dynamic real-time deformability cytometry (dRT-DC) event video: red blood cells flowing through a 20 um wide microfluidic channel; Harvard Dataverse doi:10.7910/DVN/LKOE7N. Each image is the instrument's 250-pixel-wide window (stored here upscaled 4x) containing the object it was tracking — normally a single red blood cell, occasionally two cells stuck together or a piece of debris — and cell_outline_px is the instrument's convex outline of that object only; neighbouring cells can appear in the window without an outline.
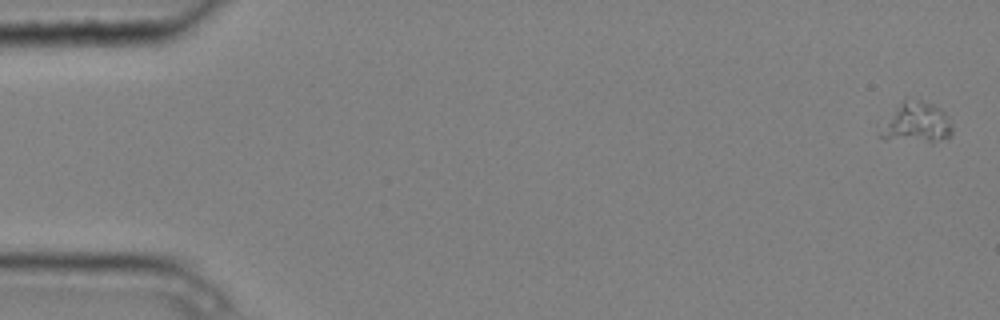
{"species": "common noctule bat (a hibernating species)", "species_latin": "Nyctalus noctula", "temperature_condition": "cold", "stored_images_in_passage": 4, "camera_frame_rate_fps": 3000, "um_per_image_px": 0.085, "animal": {"sex": "male", "body_mass_g": 20.4}, "frame": {"image": 1, "passage_image": 1, "time_ms": 0.0, "image_size_px": [1000, 320], "cell_outline_px": [[952, 136], [948, 140], [932, 144], [884, 140], [880, 136], [876, 124], [904, 100], [920, 100], [940, 108], [948, 116], [952, 128]], "centroid_in_image_um": [77.84, 10.52], "position_along_channel_um": 7.2, "area_um2": 18.15}}